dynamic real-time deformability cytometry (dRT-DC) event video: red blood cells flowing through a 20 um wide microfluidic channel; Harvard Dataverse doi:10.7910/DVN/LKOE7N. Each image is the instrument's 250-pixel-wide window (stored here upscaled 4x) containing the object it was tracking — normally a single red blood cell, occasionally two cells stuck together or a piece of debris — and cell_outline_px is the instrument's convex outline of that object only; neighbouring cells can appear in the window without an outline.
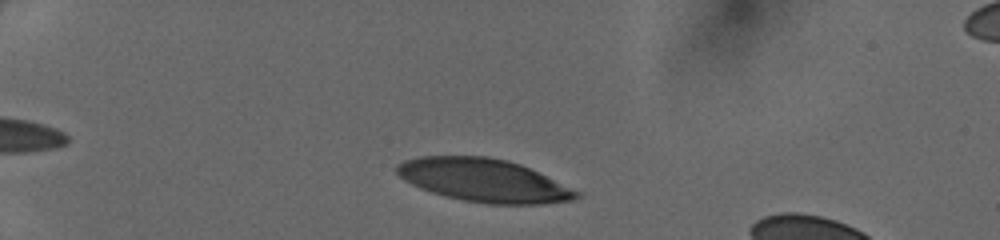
{"species": "human", "species_latin": "Homo sapiens", "temperature_condition": "cold", "stored_images_in_passage": 35, "camera_frame_rate_fps": 3000, "um_per_image_px": 0.085, "donor": {"sex": "female"}, "frame": {"image": 1, "passage_image": 5, "time_ms": 1.333, "image_size_px": [1000, 240], "cell_outline_px": [[584, 196], [572, 200], [540, 204], [488, 204], [464, 200], [432, 192], [420, 188], [404, 180], [396, 172], [396, 164], [404, 160], [420, 156], [488, 156], [508, 160], [520, 164], [584, 192]], "centroid_in_image_um": [41.18, 15.32], "position_along_channel_um": 43.8, "area_um2": 45.32}}
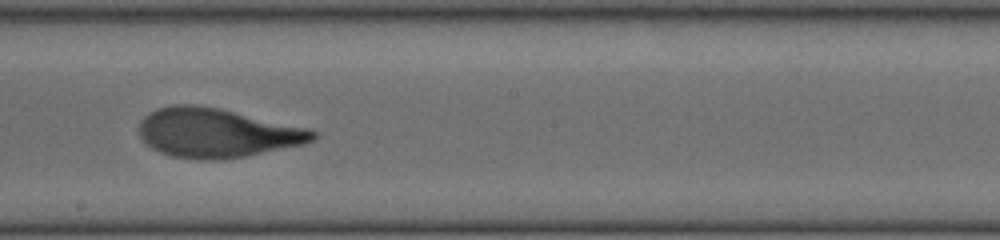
{"frame": {"image": 2, "passage_image": 22, "time_ms": 7.0, "image_size_px": [1000, 240], "cell_outline_px": [[320, 136], [316, 140], [304, 144], [244, 156], [216, 160], [196, 160], [172, 156], [160, 152], [152, 148], [140, 140], [140, 120], [148, 112], [156, 108], [172, 104], [196, 104], [220, 108], [312, 128], [320, 132]], "centroid_in_image_um": [18.47, 11.28], "position_along_channel_um": 229.7, "area_um2": 50.63}}
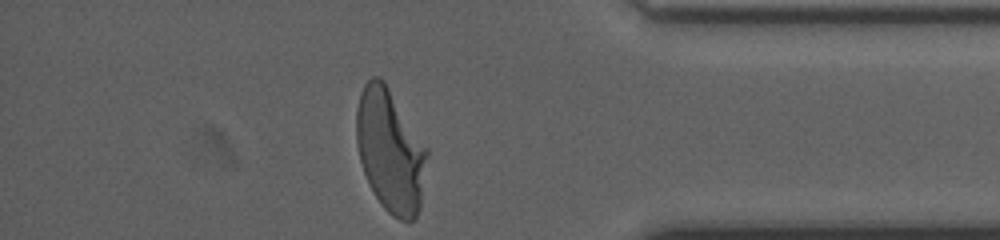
{"frame": {"image": 3, "passage_image": 35, "time_ms": 11.333, "image_size_px": [1000, 240], "cell_outline_px": [[428, 156], [420, 208], [416, 216], [412, 220], [400, 220], [392, 216], [380, 204], [364, 172], [360, 160], [356, 144], [356, 108], [360, 92], [364, 84], [372, 76], [380, 76], [428, 148]], "centroid_in_image_um": [33.17, 12.81], "position_along_channel_um": 402.0, "area_um2": 50.46}}